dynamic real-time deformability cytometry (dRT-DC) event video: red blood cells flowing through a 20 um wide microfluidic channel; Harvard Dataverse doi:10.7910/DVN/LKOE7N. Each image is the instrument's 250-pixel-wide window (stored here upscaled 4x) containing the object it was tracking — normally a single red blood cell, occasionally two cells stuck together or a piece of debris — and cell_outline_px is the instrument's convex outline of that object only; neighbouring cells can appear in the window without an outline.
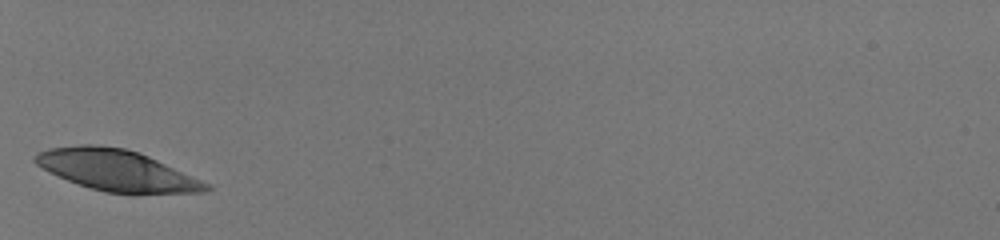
{"species": "human", "species_latin": "Homo sapiens", "temperature_condition": "room temperature", "stored_images_in_passage": 7, "camera_frame_rate_fps": 3000, "um_per_image_px": 0.085, "donor": {"sex": "male"}, "frame": {"image": 1, "passage_image": 1, "time_ms": 0.0, "image_size_px": [1000, 240], "cell_outline_px": [[212, 188], [204, 192], [136, 196], [132, 196], [104, 192], [68, 180], [36, 164], [32, 160], [32, 156], [36, 152], [48, 148], [80, 144], [96, 144], [124, 148], [148, 156], [200, 180], [208, 184]], "centroid_in_image_um": [9.93, 14.51], "position_along_channel_um": 75.1, "area_um2": 41.27}}
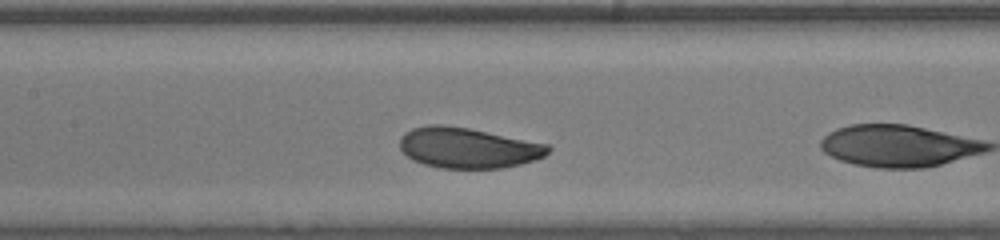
{"frame": {"image": 2, "passage_image": 6, "time_ms": 1.667, "image_size_px": [1000, 240], "cell_outline_px": [[552, 148], [544, 156], [520, 164], [504, 168], [440, 168], [424, 164], [412, 160], [400, 148], [400, 136], [404, 132], [412, 128], [428, 124], [444, 124], [468, 128], [548, 144]], "centroid_in_image_um": [39.74, 12.56], "position_along_channel_um": 167.7, "area_um2": 35.03}}